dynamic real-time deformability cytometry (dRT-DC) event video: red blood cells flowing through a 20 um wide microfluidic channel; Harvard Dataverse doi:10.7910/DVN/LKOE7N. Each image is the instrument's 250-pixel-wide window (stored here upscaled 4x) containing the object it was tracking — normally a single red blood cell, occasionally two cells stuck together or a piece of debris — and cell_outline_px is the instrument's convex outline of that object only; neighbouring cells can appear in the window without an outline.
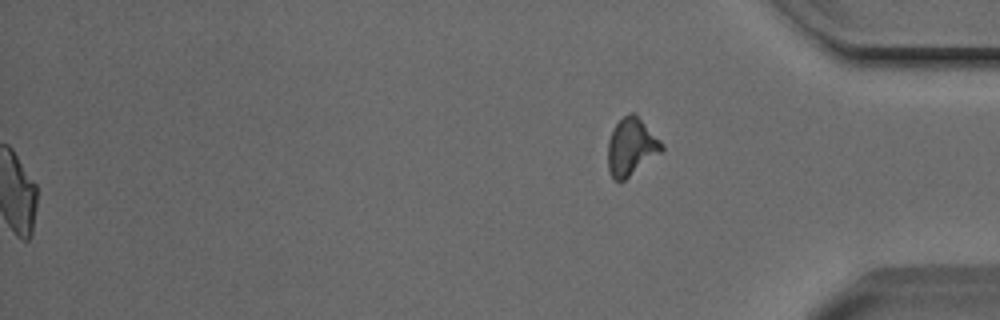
{"species": "Egyptian fruit bat (a non-hibernating species)", "species_latin": "Rousettus aegyptiacus", "temperature_condition": "cold", "stored_images_in_passage": 44, "segment_of_instrument_passage": [2, 2], "camera_frame_rate_fps": 3000, "um_per_image_px": 0.085, "animal": {"sex": "male"}, "frame": {"image": 1, "passage_image": 44, "time_ms": 14.333, "image_size_px": [1000, 320], "cell_outline_px": [[664, 152], [624, 180], [616, 180], [612, 176], [608, 168], [608, 140], [616, 124], [628, 112], [636, 112], [664, 144]], "centroid_in_image_um": [53.71, 12.46], "position_along_channel_um": 381.5, "area_um2": 18.26}}